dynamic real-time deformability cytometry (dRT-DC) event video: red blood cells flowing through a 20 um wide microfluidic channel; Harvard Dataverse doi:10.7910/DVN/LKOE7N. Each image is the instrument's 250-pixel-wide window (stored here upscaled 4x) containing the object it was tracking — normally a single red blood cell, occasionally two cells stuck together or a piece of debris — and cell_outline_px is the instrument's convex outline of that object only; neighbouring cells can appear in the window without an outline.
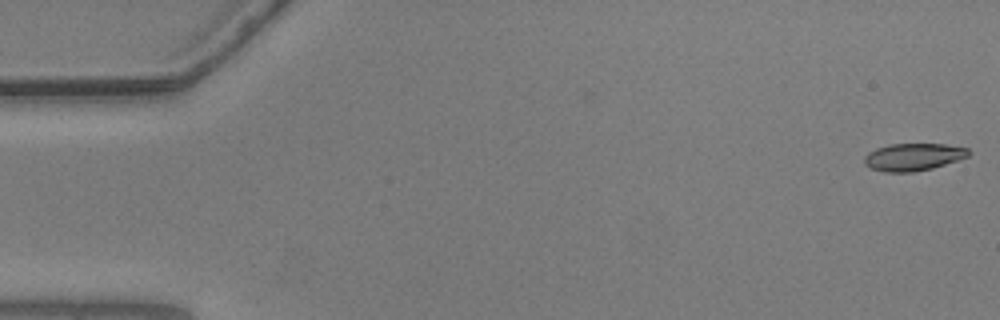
{"species": "common noctule bat (a hibernating species)", "species_latin": "Nyctalus noctula", "temperature_condition": "warm", "stored_images_in_passage": 15, "camera_frame_rate_fps": 3000, "um_per_image_px": 0.085, "animal": {"sex": "male", "body_mass_g": 20.5, "forearm_length_mm": 52.5}, "frame": {"image": 1, "passage_image": 1, "time_ms": 0.0, "image_size_px": [1000, 320], "cell_outline_px": [[972, 152], [968, 156], [932, 168], [912, 172], [884, 172], [872, 168], [864, 164], [864, 156], [868, 152], [876, 148], [888, 144], [944, 144], [968, 148]], "centroid_in_image_um": [77.61, 13.33], "position_along_channel_um": 7.4, "area_um2": 16.59}}
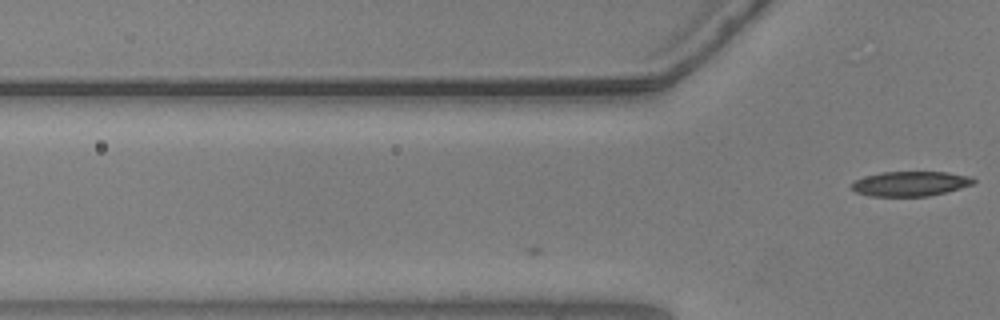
{"frame": {"image": 2, "passage_image": 15, "time_ms": 4.667, "image_size_px": [1000, 320], "cell_outline_px": [[976, 180], [972, 184], [960, 188], [928, 196], [868, 196], [856, 192], [852, 188], [852, 184], [856, 180], [864, 176], [880, 172], [948, 172], [972, 176]], "centroid_in_image_um": [77.38, 15.6], "position_along_channel_um": 48.4, "area_um2": 17.57}}